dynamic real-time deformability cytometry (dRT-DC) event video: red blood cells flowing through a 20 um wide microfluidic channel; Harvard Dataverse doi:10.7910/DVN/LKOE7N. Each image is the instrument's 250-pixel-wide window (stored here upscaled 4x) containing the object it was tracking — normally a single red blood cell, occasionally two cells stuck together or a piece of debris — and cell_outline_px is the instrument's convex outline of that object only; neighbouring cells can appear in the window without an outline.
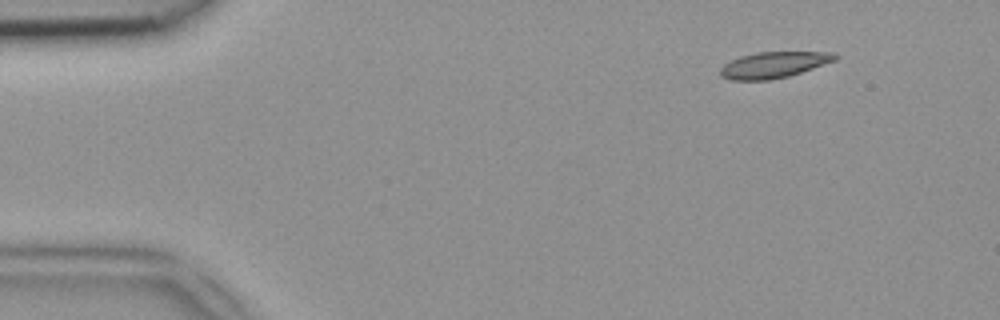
{"species": "common noctule bat (a hibernating species)", "species_latin": "Nyctalus noctula", "temperature_condition": "room temperature", "stored_images_in_passage": 8, "camera_frame_rate_fps": 3000, "um_per_image_px": 0.085, "animal": {"sex": "female", "body_mass_g": 18.4}, "frame": {"image": 1, "passage_image": 3, "time_ms": 0.667, "image_size_px": [1000, 320], "cell_outline_px": [[840, 56], [836, 60], [788, 76], [768, 80], [728, 80], [720, 76], [720, 68], [724, 64], [740, 56], [756, 52], [836, 52]], "centroid_in_image_um": [65.75, 5.51], "position_along_channel_um": 19.2, "area_um2": 17.46}}